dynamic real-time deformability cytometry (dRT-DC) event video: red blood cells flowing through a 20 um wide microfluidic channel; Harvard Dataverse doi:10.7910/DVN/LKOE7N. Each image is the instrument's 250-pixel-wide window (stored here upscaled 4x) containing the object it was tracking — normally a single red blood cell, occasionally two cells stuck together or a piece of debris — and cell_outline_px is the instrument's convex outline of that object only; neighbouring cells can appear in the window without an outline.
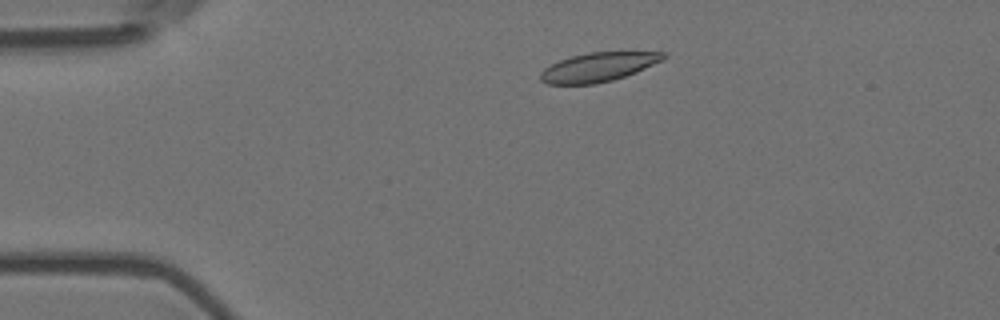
{"species": "Egyptian fruit bat (a non-hibernating species)", "species_latin": "Rousettus aegyptiacus", "temperature_condition": "room temperature", "stored_images_in_passage": 5, "camera_frame_rate_fps": 3000, "um_per_image_px": 0.085, "animal": {"sex": "female"}, "frame": {"image": 1, "passage_image": 2, "time_ms": 0.333, "image_size_px": [1000, 320], "cell_outline_px": [[668, 56], [664, 60], [636, 72], [612, 80], [596, 84], [548, 84], [540, 80], [540, 72], [544, 68], [560, 60], [572, 56], [588, 52], [668, 52]], "centroid_in_image_um": [50.88, 5.7], "position_along_channel_um": 34.1, "area_um2": 20.81}}
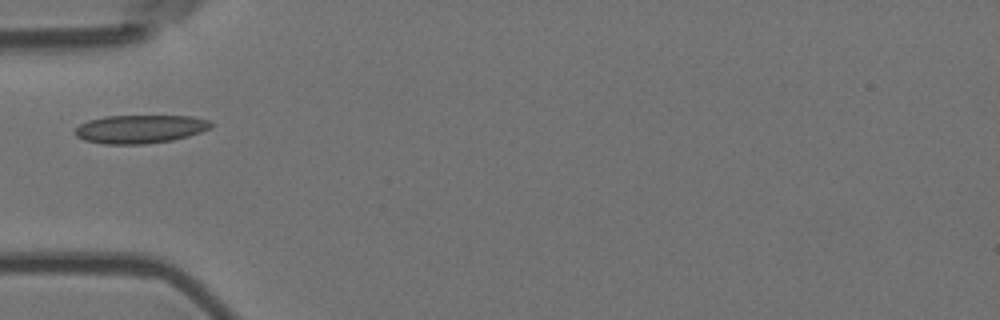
{"frame": {"image": 2, "passage_image": 4, "time_ms": 1.0, "image_size_px": [1000, 320], "cell_outline_px": [[212, 124], [208, 128], [200, 132], [188, 136], [172, 140], [144, 144], [104, 144], [84, 140], [76, 136], [76, 128], [80, 124], [88, 120], [104, 116], [192, 116], [212, 120]], "centroid_in_image_um": [11.91, 10.96], "position_along_channel_um": 73.1, "area_um2": 22.43}}
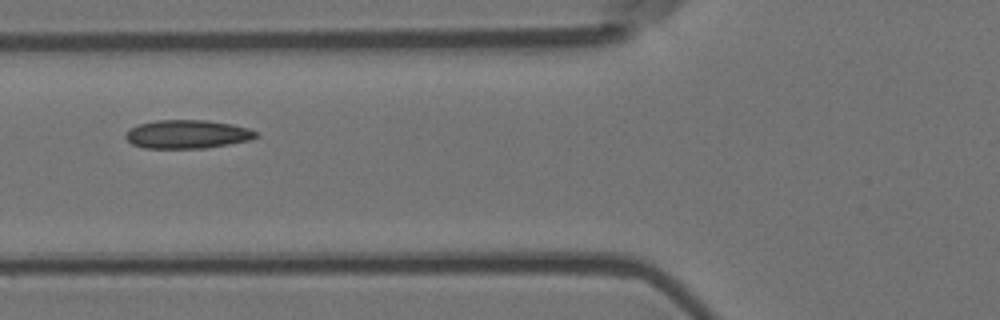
{"frame": {"image": 3, "passage_image": 5, "time_ms": 1.333, "image_size_px": [1000, 320], "cell_outline_px": [[256, 136], [252, 140], [204, 148], [144, 148], [132, 144], [124, 136], [128, 128], [140, 124], [156, 120], [208, 120], [232, 124], [248, 128], [256, 132]], "centroid_in_image_um": [15.9, 11.4], "position_along_channel_um": 109.9, "area_um2": 21.68}}